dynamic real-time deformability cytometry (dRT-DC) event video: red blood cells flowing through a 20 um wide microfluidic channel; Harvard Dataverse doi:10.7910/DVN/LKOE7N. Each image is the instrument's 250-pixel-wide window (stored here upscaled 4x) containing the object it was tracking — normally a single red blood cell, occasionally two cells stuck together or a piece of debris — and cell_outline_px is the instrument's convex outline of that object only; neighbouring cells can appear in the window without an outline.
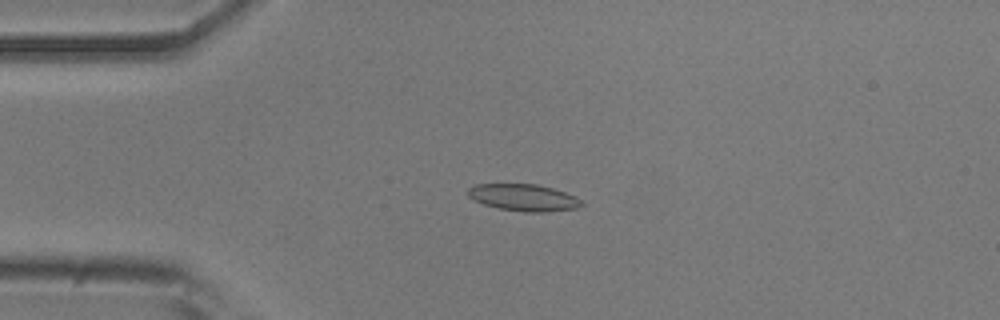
{"species": "common noctule bat (a hibernating species)", "species_latin": "Nyctalus noctula", "temperature_condition": "room temperature", "stored_images_in_passage": 51, "camera_frame_rate_fps": 3000, "um_per_image_px": 0.085, "animal": {"sex": "male", "body_mass_g": 20.5, "forearm_length_mm": 52.5}, "frame": {"image": 1, "passage_image": 10, "time_ms": 3.0, "image_size_px": [1000, 320], "cell_outline_px": [[584, 204], [576, 208], [544, 212], [524, 212], [500, 208], [484, 204], [468, 196], [468, 188], [476, 184], [536, 184], [552, 188], [576, 196]], "centroid_in_image_um": [44.52, 16.79], "position_along_channel_um": 40.5, "area_um2": 17.57}}
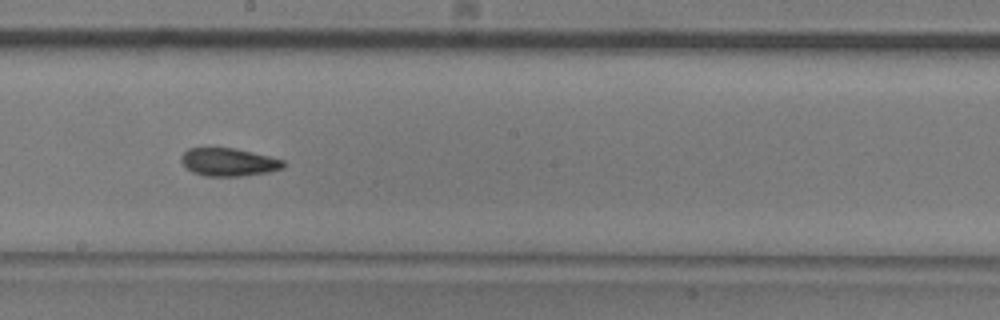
{"frame": {"image": 2, "passage_image": 27, "time_ms": 8.667, "image_size_px": [1000, 320], "cell_outline_px": [[284, 168], [268, 172], [240, 176], [204, 176], [192, 172], [180, 160], [180, 156], [188, 148], [236, 148], [284, 160]], "centroid_in_image_um": [19.42, 13.78], "position_along_channel_um": 228.8, "area_um2": 16.59}}
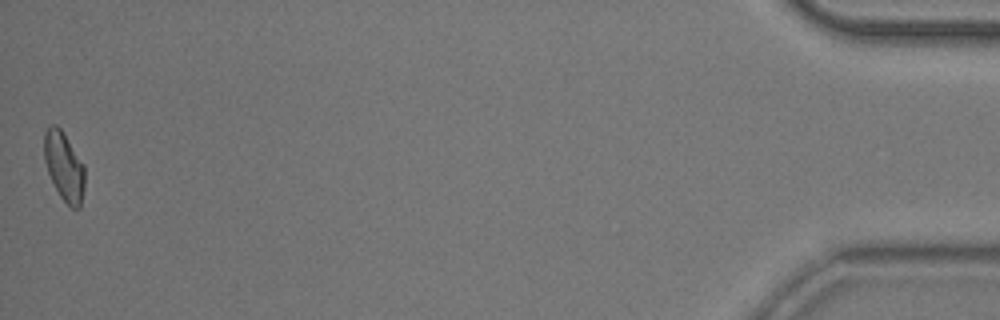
{"frame": {"image": 3, "passage_image": 51, "time_ms": 16.667, "image_size_px": [1000, 320], "cell_outline_px": [[84, 188], [80, 208], [72, 208], [60, 196], [48, 172], [44, 160], [44, 132], [48, 124], [56, 124], [60, 128], [84, 164]], "centroid_in_image_um": [5.43, 14.11], "position_along_channel_um": 429.8, "area_um2": 16.18}, "authors_computed_cell_mechanics": {"area_um2": 16.762, "velocity_mm_per_s": 3.7294, "shape_relaxation_time_tau1_ms": null, "shape_relaxation_time_tau2_ms": 3.3431, "deformation_change_tau1": null, "deformation_change_tau2": 0.0885}}